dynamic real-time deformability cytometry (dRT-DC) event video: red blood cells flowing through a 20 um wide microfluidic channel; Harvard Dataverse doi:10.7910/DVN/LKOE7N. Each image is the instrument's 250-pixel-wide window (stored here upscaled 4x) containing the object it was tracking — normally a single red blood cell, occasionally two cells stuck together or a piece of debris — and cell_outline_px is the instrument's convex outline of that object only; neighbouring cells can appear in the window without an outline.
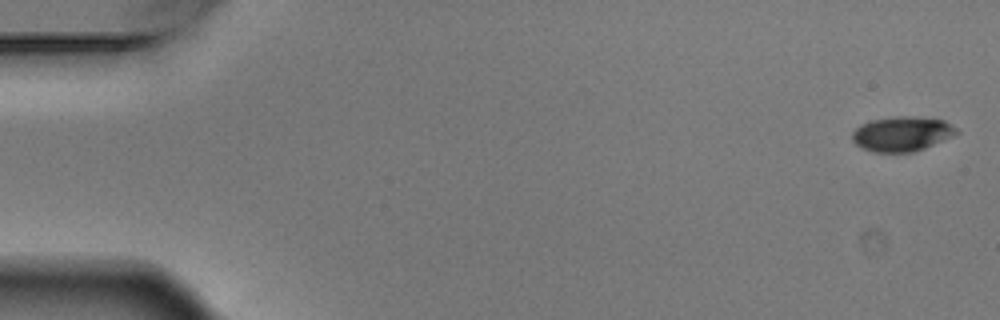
{"species": "Egyptian fruit bat (a non-hibernating species)", "species_latin": "Rousettus aegyptiacus", "temperature_condition": "warm", "stored_images_in_passage": 6, "camera_frame_rate_fps": 3000, "um_per_image_px": 0.085, "animal": {"sex": "male"}, "frame": {"image": 1, "passage_image": 1, "time_ms": 0.0, "image_size_px": [1000, 320], "cell_outline_px": [[960, 132], [952, 136], [924, 148], [912, 152], [872, 152], [856, 144], [852, 140], [852, 132], [860, 124], [872, 120], [896, 116], [912, 116], [944, 120], [956, 128]], "centroid_in_image_um": [76.65, 11.37], "position_along_channel_um": 8.4, "area_um2": 20.98}}
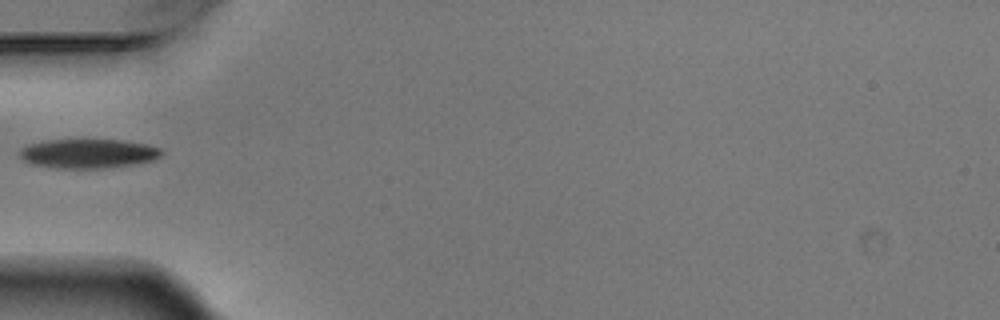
{"frame": {"image": 2, "passage_image": 5, "time_ms": 1.333, "image_size_px": [1000, 320], "cell_outline_px": [[164, 152], [160, 156], [152, 160], [132, 164], [104, 168], [56, 168], [32, 164], [24, 160], [20, 156], [20, 148], [28, 144], [48, 140], [120, 140], [148, 144], [160, 148]], "centroid_in_image_um": [7.49, 13.05], "position_along_channel_um": 77.5, "area_um2": 24.04}}
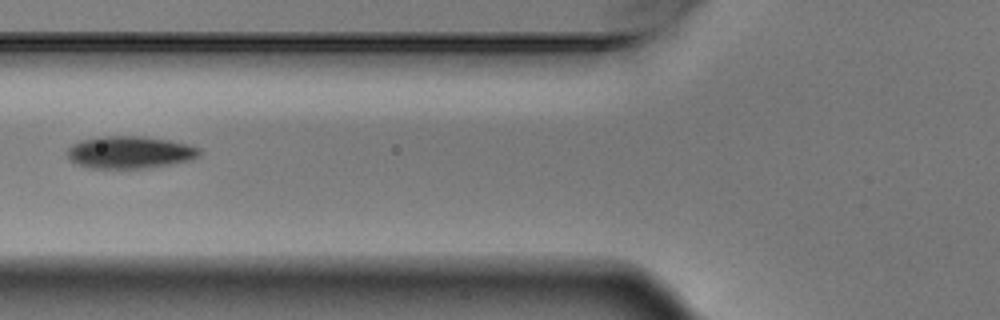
{"frame": {"image": 3, "passage_image": 6, "time_ms": 1.667, "image_size_px": [1000, 320], "cell_outline_px": [[200, 156], [192, 160], [144, 168], [88, 168], [76, 164], [68, 156], [68, 148], [72, 144], [80, 140], [100, 136], [144, 136], [168, 140], [188, 144], [200, 148]], "centroid_in_image_um": [11.04, 12.94], "position_along_channel_um": 114.8, "area_um2": 24.91}}